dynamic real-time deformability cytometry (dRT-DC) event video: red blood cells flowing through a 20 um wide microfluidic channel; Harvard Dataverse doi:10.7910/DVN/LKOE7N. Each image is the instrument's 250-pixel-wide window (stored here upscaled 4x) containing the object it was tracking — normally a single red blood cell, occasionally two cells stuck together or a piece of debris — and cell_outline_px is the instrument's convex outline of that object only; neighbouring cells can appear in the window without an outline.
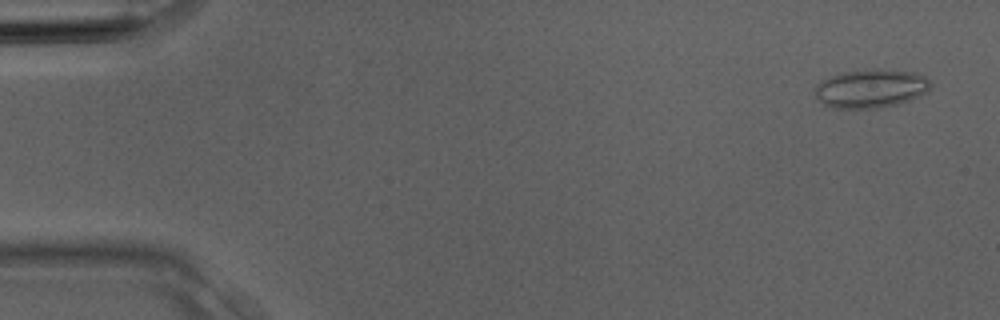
{"species": "Egyptian fruit bat (a non-hibernating species)", "species_latin": "Rousettus aegyptiacus", "temperature_condition": "room temperature", "stored_images_in_passage": 3, "camera_frame_rate_fps": 3000, "um_per_image_px": 0.085, "animal": {"sex": "male"}, "frame": {"image": 1, "passage_image": 1, "time_ms": 0.0, "image_size_px": [1000, 320], "cell_outline_px": [[932, 84], [928, 92], [908, 100], [896, 104], [876, 108], [832, 108], [824, 104], [816, 96], [816, 84], [820, 80], [844, 72], [872, 68], [876, 68], [916, 72], [924, 76]], "centroid_in_image_um": [74.04, 7.5], "position_along_channel_um": 11.0, "area_um2": 26.01}}